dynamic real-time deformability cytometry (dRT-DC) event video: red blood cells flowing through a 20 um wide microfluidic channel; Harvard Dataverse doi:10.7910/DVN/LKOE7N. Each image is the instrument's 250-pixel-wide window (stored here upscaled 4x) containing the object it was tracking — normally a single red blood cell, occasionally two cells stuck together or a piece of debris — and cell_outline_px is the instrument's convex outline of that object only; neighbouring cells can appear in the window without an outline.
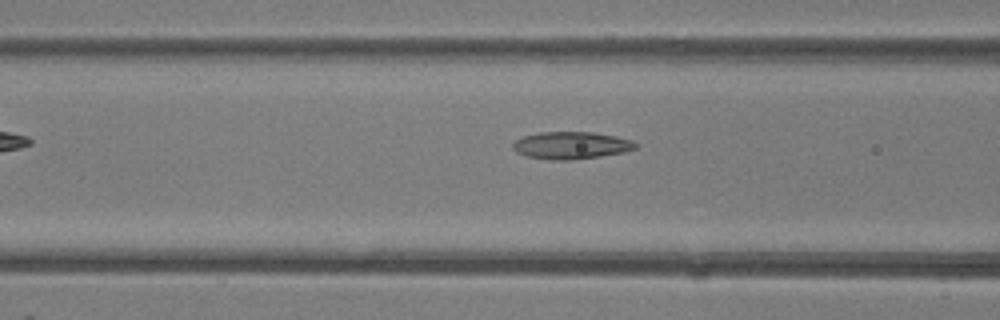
{"species": "common noctule bat (a hibernating species)", "species_latin": "Nyctalus noctula", "temperature_condition": "room temperature", "stored_images_in_passage": 29, "camera_frame_rate_fps": 3000, "um_per_image_px": 0.085, "animal": {"sex": "female"}, "frame": {"image": 1, "passage_image": 4, "time_ms": 1.0, "image_size_px": [1000, 320], "cell_outline_px": [[636, 148], [624, 152], [600, 156], [568, 160], [552, 160], [524, 156], [516, 152], [512, 148], [512, 144], [516, 140], [524, 136], [540, 132], [592, 132], [616, 136], [632, 140], [636, 144]], "centroid_in_image_um": [48.52, 12.36], "position_along_channel_um": 118.1, "area_um2": 19.48}}
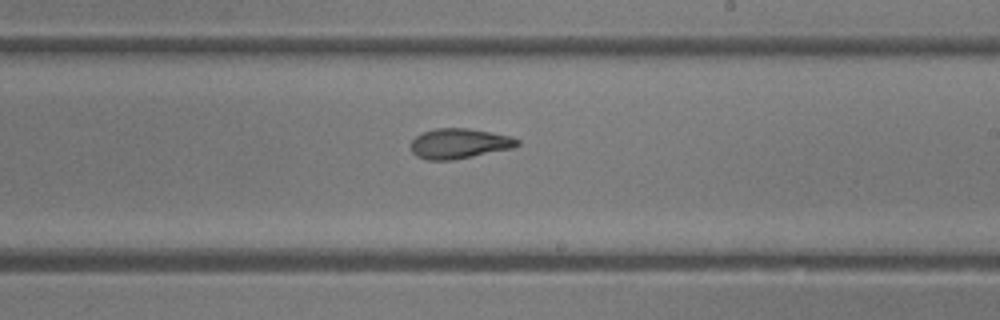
{"frame": {"image": 2, "passage_image": 12, "time_ms": 3.667, "image_size_px": [1000, 320], "cell_outline_px": [[520, 144], [512, 148], [452, 160], [428, 160], [416, 156], [412, 152], [412, 140], [416, 136], [424, 132], [436, 128], [468, 128], [512, 136], [520, 140]], "centroid_in_image_um": [39.05, 12.2], "position_along_channel_um": 250.0, "area_um2": 18.55}}
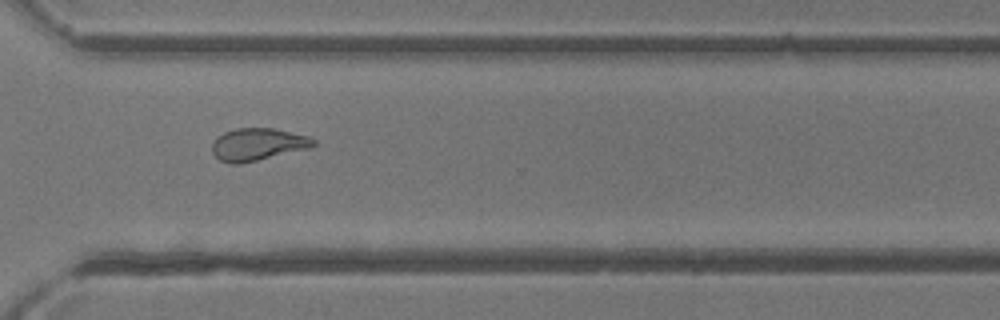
{"frame": {"image": 3, "passage_image": 18, "time_ms": 5.667, "image_size_px": [1000, 320], "cell_outline_px": [[316, 144], [312, 148], [240, 164], [228, 164], [220, 160], [212, 152], [212, 144], [216, 136], [224, 132], [236, 128], [272, 128], [308, 136], [316, 140]], "centroid_in_image_um": [21.91, 12.28], "position_along_channel_um": 348.7, "area_um2": 19.31}}